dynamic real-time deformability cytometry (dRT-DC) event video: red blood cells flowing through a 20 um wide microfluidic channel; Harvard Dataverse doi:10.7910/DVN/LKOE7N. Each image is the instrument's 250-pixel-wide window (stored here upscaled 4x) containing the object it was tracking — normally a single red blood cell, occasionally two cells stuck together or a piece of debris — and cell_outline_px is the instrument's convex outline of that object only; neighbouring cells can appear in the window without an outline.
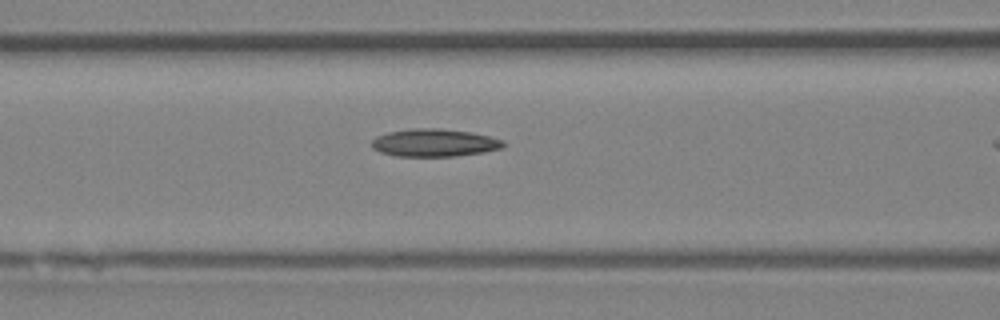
{"species": "Egyptian fruit bat (a non-hibernating species)", "species_latin": "Rousettus aegyptiacus", "temperature_condition": "room temperature", "stored_images_in_passage": 11, "camera_frame_rate_fps": 3000, "um_per_image_px": 0.085, "animal": {"sex": "female"}, "frame": {"image": 1, "passage_image": 10, "time_ms": 3.0, "image_size_px": [1000, 320], "cell_outline_px": [[504, 148], [484, 152], [456, 156], [396, 156], [380, 152], [372, 148], [372, 140], [376, 136], [388, 132], [412, 128], [440, 128], [468, 132], [488, 136], [504, 140]], "centroid_in_image_um": [36.91, 12.13], "position_along_channel_um": 129.7, "area_um2": 21.27}}